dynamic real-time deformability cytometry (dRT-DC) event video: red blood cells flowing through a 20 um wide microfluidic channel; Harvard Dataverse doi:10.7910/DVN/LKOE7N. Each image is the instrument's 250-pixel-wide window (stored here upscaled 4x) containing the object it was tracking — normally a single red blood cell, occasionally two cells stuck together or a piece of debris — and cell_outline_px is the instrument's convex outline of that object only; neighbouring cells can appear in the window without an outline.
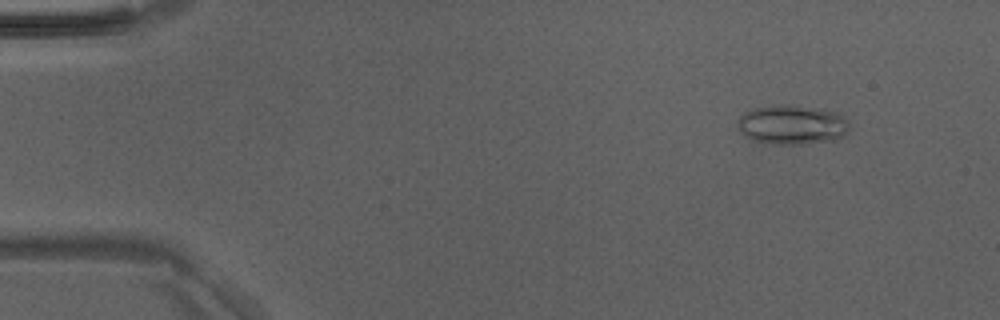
{"species": "Egyptian fruit bat (a non-hibernating species)", "species_latin": "Rousettus aegyptiacus", "temperature_condition": "room temperature", "stored_images_in_passage": 16, "camera_frame_rate_fps": 3000, "um_per_image_px": 0.085, "animal": {"sex": "male"}, "frame": {"image": 1, "passage_image": 5, "time_ms": 1.333, "image_size_px": [1000, 320], "cell_outline_px": [[848, 132], [844, 136], [836, 140], [804, 144], [772, 144], [752, 140], [744, 136], [740, 132], [736, 124], [736, 120], [740, 116], [756, 108], [784, 104], [792, 104], [824, 108], [836, 112], [844, 116], [848, 120]], "centroid_in_image_um": [67.36, 10.6], "position_along_channel_um": 17.6, "area_um2": 26.18}}